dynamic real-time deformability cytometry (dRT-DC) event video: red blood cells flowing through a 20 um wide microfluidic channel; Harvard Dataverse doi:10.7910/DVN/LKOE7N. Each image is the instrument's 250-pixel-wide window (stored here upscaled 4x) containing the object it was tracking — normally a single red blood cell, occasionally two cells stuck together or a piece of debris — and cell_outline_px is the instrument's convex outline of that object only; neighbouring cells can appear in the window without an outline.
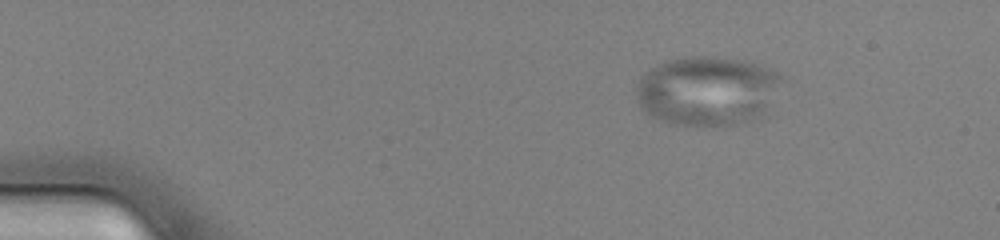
{"species": "human", "species_latin": "Homo sapiens", "temperature_condition": "warm", "stored_images_in_passage": 46, "camera_frame_rate_fps": 3000, "um_per_image_px": 0.085, "donor": {"sex": "female"}, "frame": {"image": 1, "passage_image": 7, "time_ms": 2.0, "image_size_px": [1000, 240], "cell_outline_px": [[784, 76], [768, 116], [764, 120], [740, 124], [668, 124], [644, 112], [640, 108], [636, 92], [636, 84], [640, 76], [644, 72], [656, 64], [668, 60], [688, 56], [708, 56], [752, 60]], "centroid_in_image_um": [60.19, 7.72], "position_along_channel_um": 24.8, "area_um2": 60.34}}
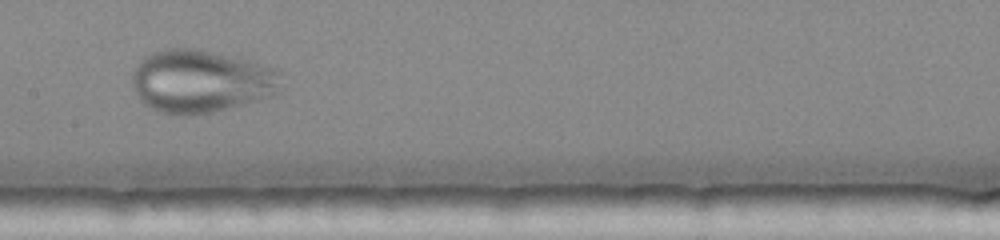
{"frame": {"image": 2, "passage_image": 24, "time_ms": 7.667, "image_size_px": [1000, 240], "cell_outline_px": [[280, 92], [276, 96], [212, 112], [184, 116], [180, 116], [160, 112], [144, 104], [140, 100], [132, 84], [132, 72], [136, 64], [144, 56], [152, 52], [168, 48], [192, 48], [228, 56], [244, 60], [272, 68], [280, 72]], "centroid_in_image_um": [17.05, 6.93], "position_along_channel_um": 190.4, "area_um2": 54.56}}
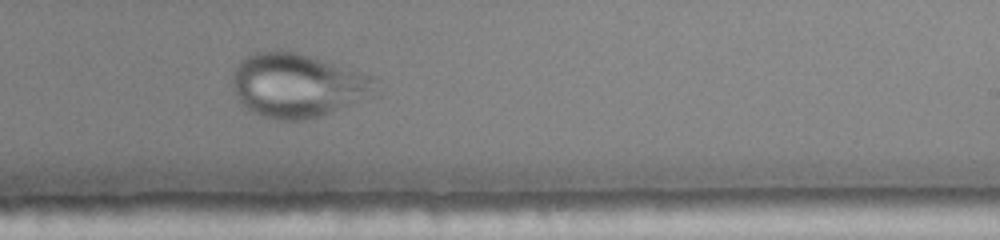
{"frame": {"image": 3, "passage_image": 29, "time_ms": 9.333, "image_size_px": [1000, 240], "cell_outline_px": [[380, 80], [348, 104], [320, 116], [304, 120], [276, 120], [252, 112], [236, 96], [232, 88], [232, 76], [236, 68], [248, 56], [256, 52], [272, 48], [292, 52], [308, 56], [360, 72], [372, 76]], "centroid_in_image_um": [25.13, 7.24], "position_along_channel_um": 263.9, "area_um2": 51.44}}